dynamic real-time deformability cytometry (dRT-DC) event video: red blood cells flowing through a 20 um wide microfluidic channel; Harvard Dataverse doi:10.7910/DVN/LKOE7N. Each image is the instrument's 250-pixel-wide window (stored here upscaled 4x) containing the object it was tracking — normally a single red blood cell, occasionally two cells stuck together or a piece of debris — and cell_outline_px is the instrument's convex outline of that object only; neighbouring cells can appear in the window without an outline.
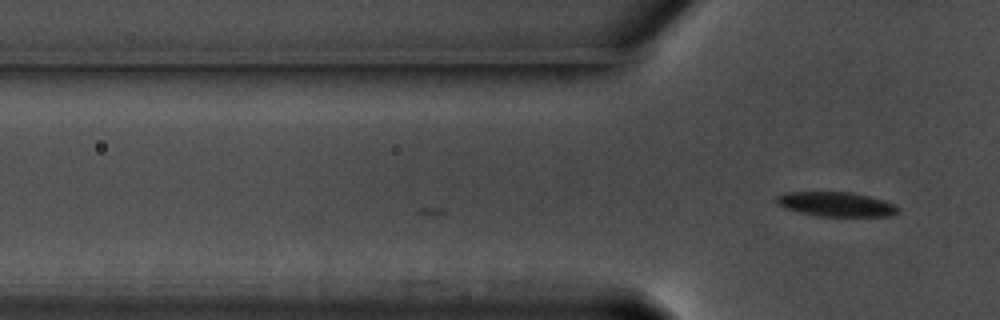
{"species": "common noctule bat (a hibernating species)", "species_latin": "Nyctalus noctula", "temperature_condition": "warm", "stored_images_in_passage": 3, "camera_frame_rate_fps": 3000, "um_per_image_px": 0.085, "animal": {"sex": "male", "body_mass_g": 17.5, "forearm_length_mm": 52.3}, "frame": {"image": 1, "passage_image": 3, "time_ms": 0.667, "image_size_px": [1000, 320], "cell_outline_px": [[900, 212], [888, 216], [820, 216], [800, 212], [784, 208], [776, 204], [776, 196], [788, 192], [852, 192], [884, 200], [896, 204], [900, 208]], "centroid_in_image_um": [71.1, 17.36], "position_along_channel_um": 54.7, "area_um2": 17.4}}